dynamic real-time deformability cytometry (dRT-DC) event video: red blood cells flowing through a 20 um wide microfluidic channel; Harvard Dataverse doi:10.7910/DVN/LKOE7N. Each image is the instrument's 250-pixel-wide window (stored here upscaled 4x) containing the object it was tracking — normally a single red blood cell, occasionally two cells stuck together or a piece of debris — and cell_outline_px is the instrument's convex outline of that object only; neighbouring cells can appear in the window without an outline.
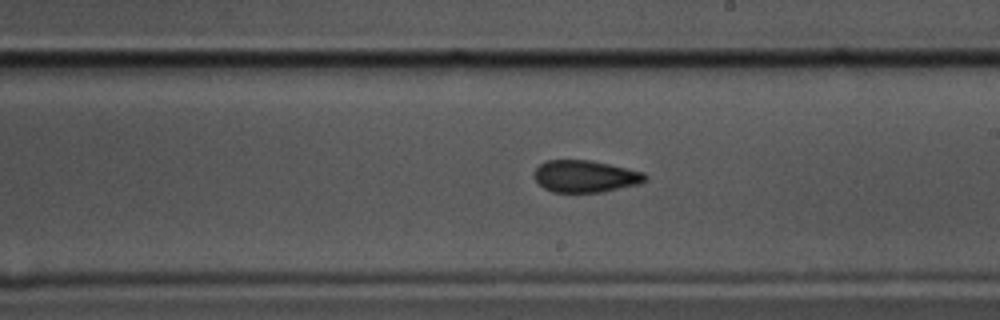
{"species": "common noctule bat (a hibernating species)", "species_latin": "Nyctalus noctula", "temperature_condition": "cold", "stored_images_in_passage": 42, "camera_frame_rate_fps": 3000, "um_per_image_px": 0.085, "animal": {"sex": "male", "body_mass_g": 17.5, "forearm_length_mm": 52.3}, "frame": {"image": 1, "passage_image": 24, "time_ms": 7.667, "image_size_px": [1000, 320], "cell_outline_px": [[648, 180], [636, 184], [600, 192], [552, 192], [544, 188], [536, 180], [536, 168], [540, 164], [548, 160], [588, 160], [608, 164], [644, 172], [648, 176]], "centroid_in_image_um": [49.76, 14.98], "position_along_channel_um": 239.2, "area_um2": 20.35}}
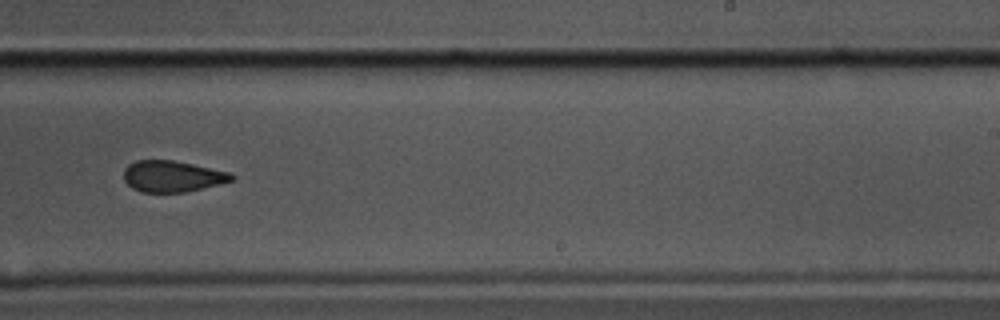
{"frame": {"image": 2, "passage_image": 27, "time_ms": 8.667, "image_size_px": [1000, 320], "cell_outline_px": [[236, 176], [232, 180], [220, 184], [184, 192], [140, 192], [132, 188], [124, 180], [124, 168], [128, 164], [136, 160], [172, 160], [192, 164], [228, 172]], "centroid_in_image_um": [14.61, 14.98], "position_along_channel_um": 274.4, "area_um2": 19.54}}
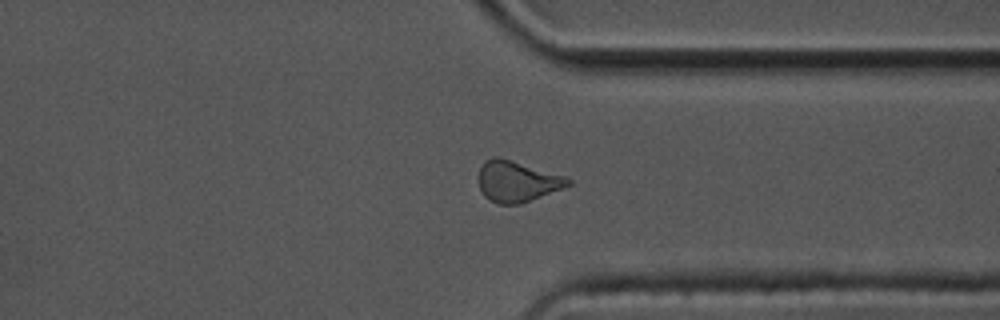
{"frame": {"image": 3, "passage_image": 35, "time_ms": 11.333, "image_size_px": [1000, 320], "cell_outline_px": [[572, 184], [520, 204], [500, 204], [488, 200], [484, 196], [480, 188], [480, 164], [484, 160], [492, 156], [500, 156], [564, 176], [572, 180]], "centroid_in_image_um": [43.92, 15.4], "position_along_channel_um": 367.5, "area_um2": 21.27}, "authors_computed_cell_mechanics": {"area_um2": 21.2704, "velocity_mm_per_s": 3.5064, "shape_relaxation_time_tau1_ms": 8.0942, "shape_relaxation_time_tau2_ms": 2.2676, "deformation_change_tau1": 0.1403, "deformation_change_tau2": 0.0815}}